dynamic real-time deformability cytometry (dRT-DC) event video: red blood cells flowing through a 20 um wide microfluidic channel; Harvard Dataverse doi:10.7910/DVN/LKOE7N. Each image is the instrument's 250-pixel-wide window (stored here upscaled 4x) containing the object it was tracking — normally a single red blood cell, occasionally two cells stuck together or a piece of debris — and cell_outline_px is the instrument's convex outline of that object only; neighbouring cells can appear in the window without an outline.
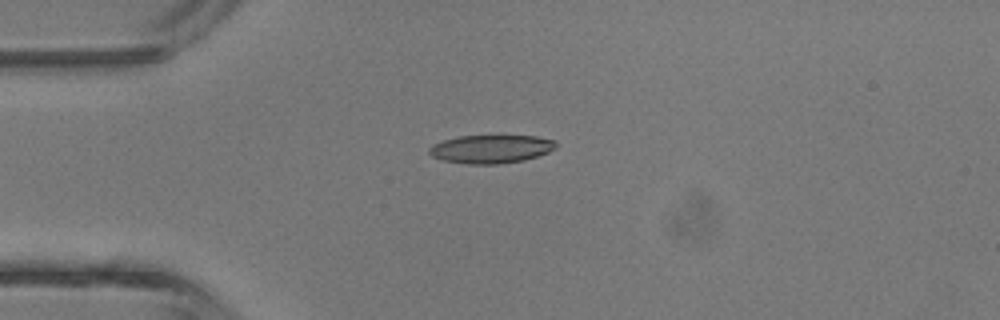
{"species": "common noctule bat (a hibernating species)", "species_latin": "Nyctalus noctula", "temperature_condition": "room temperature", "stored_images_in_passage": 2, "camera_frame_rate_fps": 3000, "um_per_image_px": 0.085, "animal": {"sex": "male", "body_mass_g": 13.3}, "frame": {"image": 1, "passage_image": 1, "time_ms": 0.0, "image_size_px": [1000, 320], "cell_outline_px": [[556, 148], [548, 152], [524, 160], [496, 164], [468, 164], [444, 160], [432, 156], [428, 152], [428, 148], [432, 144], [444, 140], [460, 136], [536, 136], [556, 140]], "centroid_in_image_um": [41.73, 12.66], "position_along_channel_um": 43.3, "area_um2": 20.81}}